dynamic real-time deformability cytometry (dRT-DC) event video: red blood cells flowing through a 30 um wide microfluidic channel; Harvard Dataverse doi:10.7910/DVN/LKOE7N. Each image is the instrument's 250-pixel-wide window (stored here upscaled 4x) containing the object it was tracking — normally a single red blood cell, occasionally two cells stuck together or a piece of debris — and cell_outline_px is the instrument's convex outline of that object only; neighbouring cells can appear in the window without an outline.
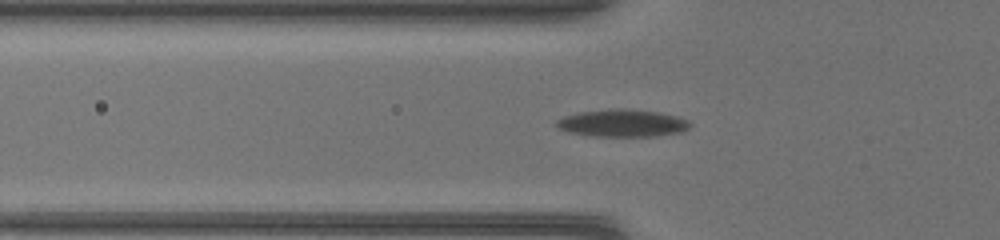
{"species": "common noctule bat (a hibernating species)", "species_latin": "Nyctalus noctula", "temperature_condition": "warm", "stored_images_in_passage": 41, "segment_of_instrument_passage": [1, 2], "camera_frame_rate_fps": 3000, "um_per_image_px": 0.085, "animal": {"sex": "female", "body_mass_g": 17.0, "forearm_length_mm": 48.0}, "frame": {"image": 1, "passage_image": 8, "time_ms": 2.333, "image_size_px": [1000, 240], "cell_outline_px": [[692, 124], [688, 128], [680, 132], [656, 136], [588, 136], [568, 132], [552, 124], [556, 120], [564, 116], [576, 112], [616, 108], [624, 108], [656, 112], [676, 116], [688, 120]], "centroid_in_image_um": [52.84, 10.46], "position_along_channel_um": 73.0, "area_um2": 21.44}}
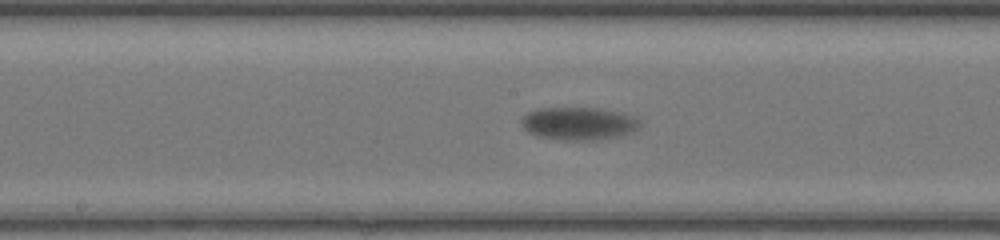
{"frame": {"image": 2, "passage_image": 17, "time_ms": 5.333, "image_size_px": [1000, 240], "cell_outline_px": [[640, 124], [632, 132], [620, 136], [596, 140], [564, 140], [536, 136], [528, 132], [520, 124], [520, 120], [528, 112], [536, 108], [604, 108], [620, 112], [632, 116], [640, 120]], "centroid_in_image_um": [49.16, 10.49], "position_along_channel_um": 199.0, "area_um2": 22.83}}
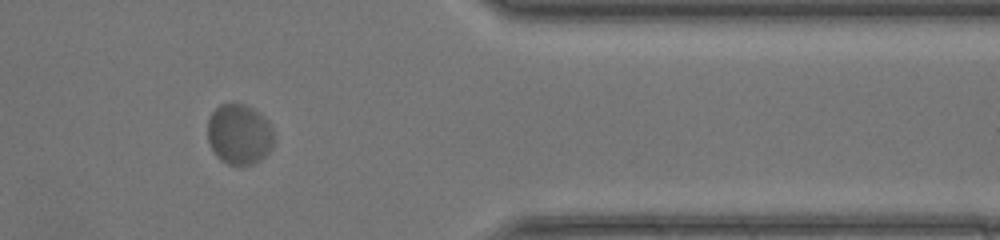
{"frame": {"image": 3, "passage_image": 32, "time_ms": 10.333, "image_size_px": [1000, 240], "cell_outline_px": [[272, 148], [260, 160], [252, 164], [228, 164], [220, 160], [216, 156], [208, 140], [208, 120], [212, 112], [220, 104], [244, 104], [252, 108], [268, 120], [272, 128]], "centroid_in_image_um": [20.33, 11.41], "position_along_channel_um": 391.1, "area_um2": 23.12}}